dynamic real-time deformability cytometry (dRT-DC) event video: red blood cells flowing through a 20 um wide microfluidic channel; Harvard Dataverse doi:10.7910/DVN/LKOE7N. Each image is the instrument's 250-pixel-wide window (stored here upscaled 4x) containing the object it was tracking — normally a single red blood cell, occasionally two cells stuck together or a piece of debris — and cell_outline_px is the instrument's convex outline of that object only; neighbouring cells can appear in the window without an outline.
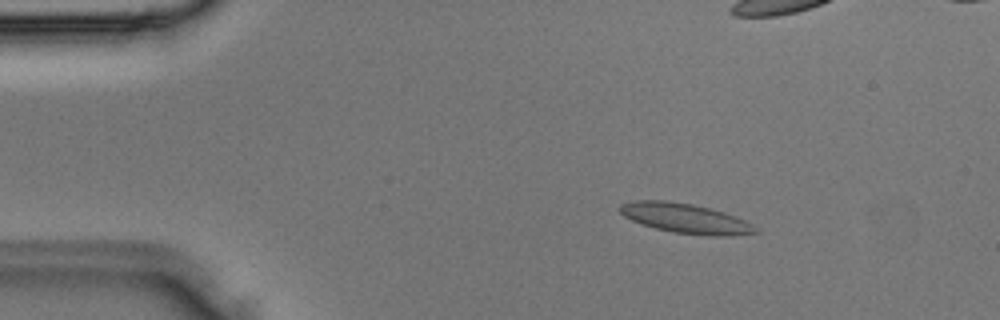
{"species": "Egyptian fruit bat (a non-hibernating species)", "species_latin": "Rousettus aegyptiacus", "temperature_condition": "room temperature", "stored_images_in_passage": 4, "camera_frame_rate_fps": 3000, "um_per_image_px": 0.085, "animal": {"sex": "male"}, "frame": {"image": 1, "passage_image": 1, "time_ms": 0.0, "image_size_px": [1000, 320], "cell_outline_px": [[760, 232], [728, 236], [708, 236], [672, 232], [640, 224], [624, 216], [620, 212], [620, 204], [632, 200], [668, 200], [692, 204], [724, 212], [744, 220], [752, 224]], "centroid_in_image_um": [58.24, 18.56], "position_along_channel_um": 26.8, "area_um2": 23.52}}